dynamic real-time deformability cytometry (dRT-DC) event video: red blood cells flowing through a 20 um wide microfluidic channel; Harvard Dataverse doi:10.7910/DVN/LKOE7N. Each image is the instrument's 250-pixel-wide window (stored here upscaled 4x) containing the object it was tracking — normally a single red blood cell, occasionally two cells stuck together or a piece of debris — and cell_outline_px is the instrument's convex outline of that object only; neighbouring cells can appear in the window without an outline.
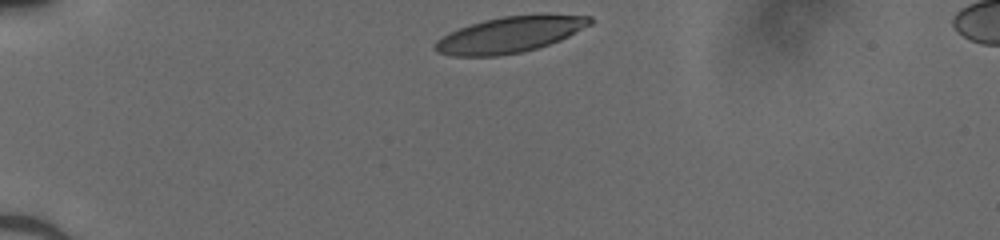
{"species": "human", "species_latin": "Homo sapiens", "temperature_condition": "cold", "stored_images_in_passage": 31, "camera_frame_rate_fps": 3000, "um_per_image_px": 0.085, "donor": {"sex": "male"}, "frame": {"image": 1, "passage_image": 1, "time_ms": 0.0, "image_size_px": [1000, 240], "cell_outline_px": [[592, 24], [560, 40], [536, 48], [520, 52], [496, 56], [452, 56], [436, 52], [432, 48], [436, 40], [448, 32], [484, 20], [504, 16], [592, 16]], "centroid_in_image_um": [43.24, 2.98], "position_along_channel_um": 41.8, "area_um2": 31.73}}
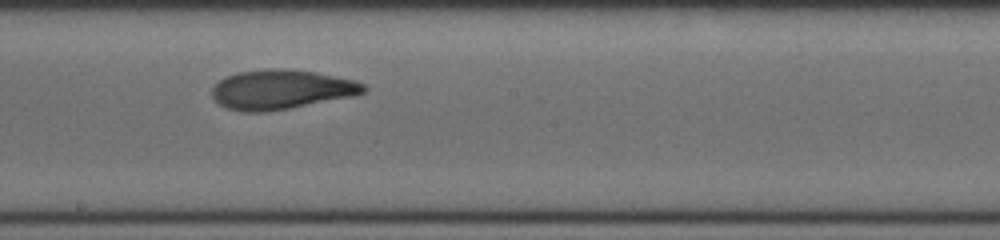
{"frame": {"image": 2, "passage_image": 18, "time_ms": 5.667, "image_size_px": [1000, 240], "cell_outline_px": [[368, 88], [364, 92], [352, 96], [288, 108], [264, 112], [244, 112], [228, 108], [220, 104], [212, 96], [212, 88], [220, 80], [236, 72], [272, 68], [284, 68], [316, 72], [356, 80], [364, 84]], "centroid_in_image_um": [23.91, 7.59], "position_along_channel_um": 224.3, "area_um2": 34.68}}
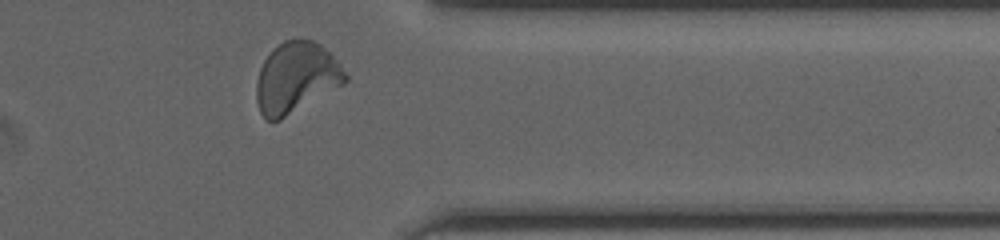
{"frame": {"image": 3, "passage_image": 30, "time_ms": 9.667, "image_size_px": [1000, 240], "cell_outline_px": [[348, 80], [344, 84], [280, 120], [268, 120], [260, 112], [256, 100], [256, 84], [260, 68], [264, 60], [272, 48], [284, 40], [312, 40], [320, 44], [340, 64], [348, 76]], "centroid_in_image_um": [25.16, 6.6], "position_along_channel_um": 386.2, "area_um2": 36.36}}